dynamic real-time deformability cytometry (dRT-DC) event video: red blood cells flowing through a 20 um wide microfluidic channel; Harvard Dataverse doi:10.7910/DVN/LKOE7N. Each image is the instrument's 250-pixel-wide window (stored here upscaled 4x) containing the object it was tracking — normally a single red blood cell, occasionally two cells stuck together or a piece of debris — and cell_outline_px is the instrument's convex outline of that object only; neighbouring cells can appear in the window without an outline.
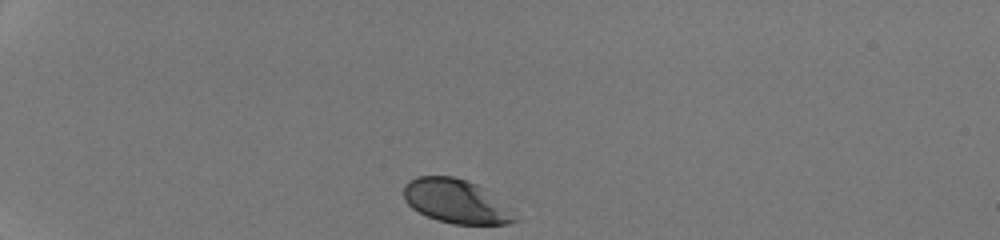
{"species": "human", "species_latin": "Homo sapiens", "temperature_condition": "room temperature", "stored_images_in_passage": 32, "camera_frame_rate_fps": 3000, "um_per_image_px": 0.085, "donor": {"sex": "male"}, "frame": {"image": 1, "passage_image": 1, "time_ms": 0.0, "image_size_px": [1000, 240], "cell_outline_px": [[520, 220], [508, 224], [452, 224], [436, 220], [412, 208], [404, 200], [404, 184], [408, 180], [416, 176], [452, 176], [468, 180], [484, 188], [508, 208]], "centroid_in_image_um": [38.73, 17.11], "position_along_channel_um": 46.3, "area_um2": 28.38}}
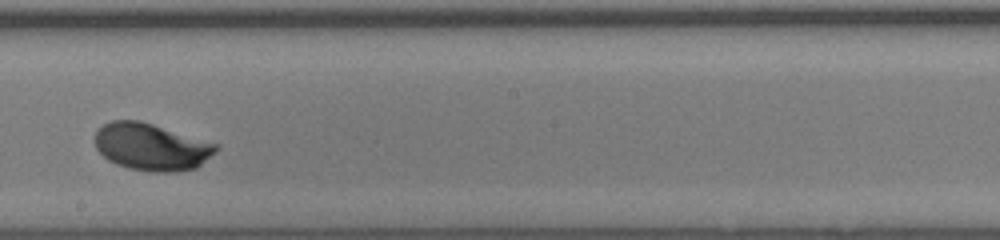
{"frame": {"image": 2, "passage_image": 19, "time_ms": 6.0, "image_size_px": [1000, 240], "cell_outline_px": [[220, 148], [216, 152], [196, 168], [172, 172], [152, 172], [128, 168], [116, 164], [108, 160], [96, 148], [96, 132], [104, 124], [112, 120], [140, 120], [220, 144]], "centroid_in_image_um": [12.91, 12.48], "position_along_channel_um": 235.3, "area_um2": 33.35}}
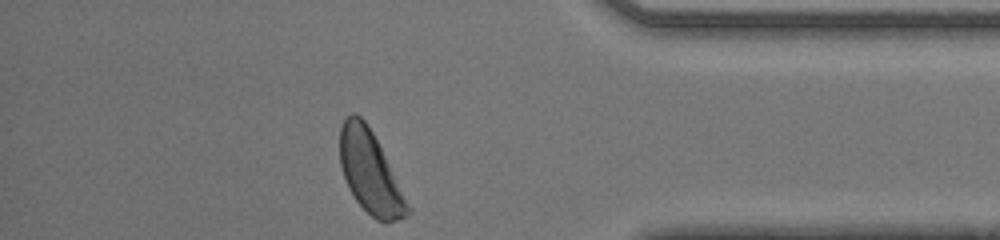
{"frame": {"image": 3, "passage_image": 32, "time_ms": 10.333, "image_size_px": [1000, 240], "cell_outline_px": [[412, 212], [408, 216], [396, 220], [376, 220], [356, 200], [348, 188], [340, 164], [340, 124], [352, 112], [356, 112], [364, 120], [372, 132], [412, 208]], "centroid_in_image_um": [31.46, 14.63], "position_along_channel_um": 403.7, "area_um2": 32.02}, "authors_computed_cell_mechanics": {"area_um2": 32.1657, "velocity_mm_per_s": 4.2495, "shape_relaxation_time_tau1_ms": 2.0351, "shape_relaxation_time_tau2_ms": null, "deformation_change_tau1": 0.1281, "deformation_change_tau2": null}}